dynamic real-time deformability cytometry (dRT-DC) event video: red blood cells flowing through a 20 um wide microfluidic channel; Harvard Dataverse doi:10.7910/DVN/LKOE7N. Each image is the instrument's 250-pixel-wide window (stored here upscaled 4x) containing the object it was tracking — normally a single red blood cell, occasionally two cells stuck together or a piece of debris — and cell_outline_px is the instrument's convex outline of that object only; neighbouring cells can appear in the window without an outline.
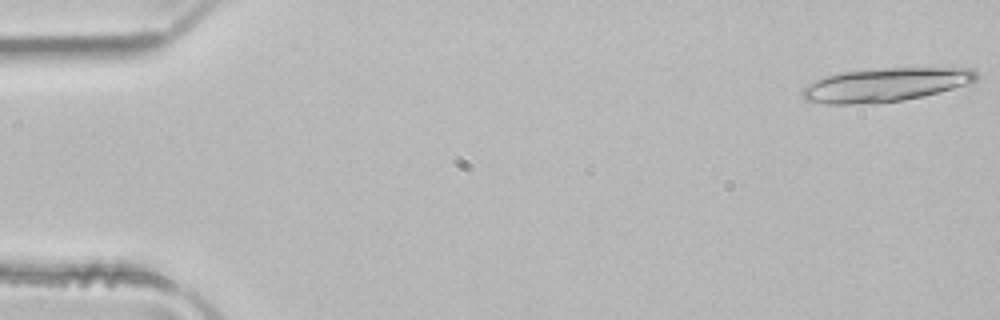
{"species": "common noctule bat (a hibernating species)", "species_latin": "Nyctalus noctula", "temperature_condition": "room temperature", "stored_images_in_passage": 4, "camera_frame_rate_fps": 3000, "um_per_image_px": 0.085, "animal": {"sex": "male", "body_mass_g": 21.5, "forearm_length_mm": 52.0}, "frame": {"image": 1, "passage_image": 1, "time_ms": 0.0, "image_size_px": [1000, 320], "cell_outline_px": [[976, 80], [952, 88], [924, 96], [904, 100], [876, 104], [828, 104], [804, 100], [800, 92], [808, 84], [824, 76], [840, 72], [884, 68], [972, 68], [976, 72]], "centroid_in_image_um": [75.19, 7.22], "position_along_channel_um": 9.8, "area_um2": 34.1}}